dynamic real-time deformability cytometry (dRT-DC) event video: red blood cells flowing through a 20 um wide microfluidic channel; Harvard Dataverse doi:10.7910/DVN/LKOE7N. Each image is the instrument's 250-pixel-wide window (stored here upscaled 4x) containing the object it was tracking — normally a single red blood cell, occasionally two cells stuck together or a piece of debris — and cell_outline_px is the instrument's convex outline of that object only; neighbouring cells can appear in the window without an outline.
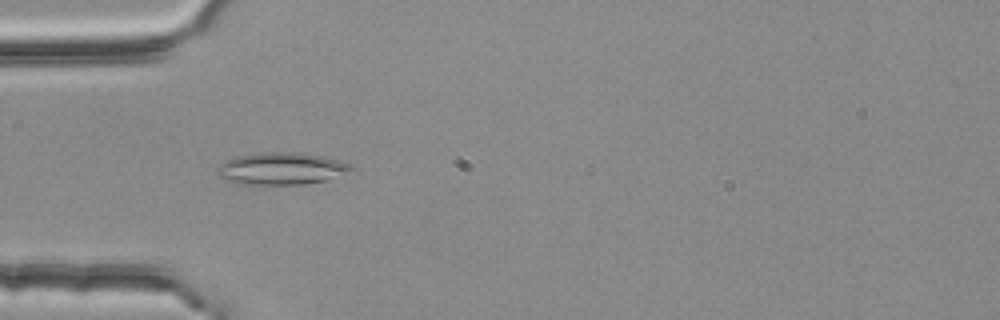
{"species": "common noctule bat (a hibernating species)", "species_latin": "Nyctalus noctula", "temperature_condition": "room temperature", "stored_images_in_passage": 1, "camera_frame_rate_fps": 3000, "um_per_image_px": 0.085, "animal": {"sex": "female", "body_mass_g": 25.1}, "frame": {"image": 1, "passage_image": 1, "time_ms": 0.0, "image_size_px": [1000, 320], "cell_outline_px": [[356, 168], [324, 180], [304, 184], [240, 184], [224, 180], [216, 172], [216, 168], [224, 160], [236, 156], [264, 152], [300, 152], [324, 156], [348, 164]], "centroid_in_image_um": [23.83, 14.32], "position_along_channel_um": 61.2, "area_um2": 24.91}}